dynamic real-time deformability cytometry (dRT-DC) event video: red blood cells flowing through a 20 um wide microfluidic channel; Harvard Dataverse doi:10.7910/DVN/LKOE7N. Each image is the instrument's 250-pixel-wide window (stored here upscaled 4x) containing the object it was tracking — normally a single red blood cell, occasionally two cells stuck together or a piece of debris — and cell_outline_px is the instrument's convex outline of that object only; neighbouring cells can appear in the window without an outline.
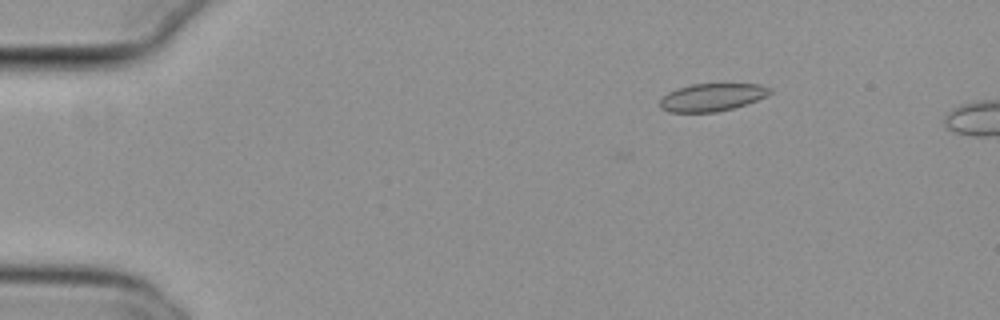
{"species": "common noctule bat (a hibernating species)", "species_latin": "Nyctalus noctula", "temperature_condition": "cold", "stored_images_in_passage": 4, "camera_frame_rate_fps": 3000, "um_per_image_px": 0.085, "animal": {"sex": "female", "body_mass_g": 29.2, "forearm_length_mm": 56.3}, "frame": {"image": 1, "passage_image": 1, "time_ms": 0.0, "image_size_px": [1000, 320], "cell_outline_px": [[772, 92], [756, 100], [732, 108], [716, 112], [668, 112], [660, 108], [660, 100], [668, 92], [676, 88], [692, 84], [760, 84], [772, 88]], "centroid_in_image_um": [60.49, 8.26], "position_along_channel_um": 24.5, "area_um2": 17.63}}